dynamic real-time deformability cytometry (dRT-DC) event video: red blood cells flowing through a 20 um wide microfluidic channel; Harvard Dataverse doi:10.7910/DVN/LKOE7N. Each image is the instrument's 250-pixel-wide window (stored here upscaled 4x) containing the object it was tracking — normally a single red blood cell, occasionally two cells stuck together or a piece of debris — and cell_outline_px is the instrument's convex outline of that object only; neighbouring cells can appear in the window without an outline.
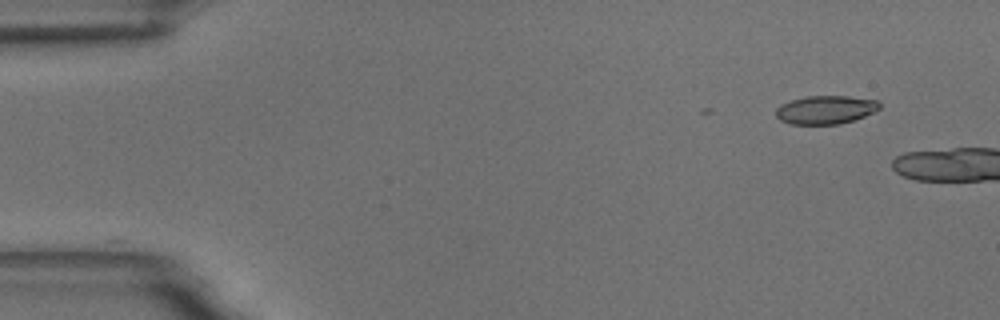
{"species": "common noctule bat (a hibernating species)", "species_latin": "Nyctalus noctula", "temperature_condition": "room temperature", "stored_images_in_passage": 4, "camera_frame_rate_fps": 3000, "um_per_image_px": 0.085, "animal": {"sex": "male", "body_mass_g": 18.8}, "frame": {"image": 1, "passage_image": 1, "time_ms": 0.0, "image_size_px": [1000, 320], "cell_outline_px": [[880, 108], [864, 116], [840, 124], [788, 124], [780, 120], [776, 116], [776, 108], [780, 104], [792, 100], [808, 96], [848, 96], [876, 100], [880, 104]], "centroid_in_image_um": [70.14, 9.33], "position_along_channel_um": 14.9, "area_um2": 17.05}}